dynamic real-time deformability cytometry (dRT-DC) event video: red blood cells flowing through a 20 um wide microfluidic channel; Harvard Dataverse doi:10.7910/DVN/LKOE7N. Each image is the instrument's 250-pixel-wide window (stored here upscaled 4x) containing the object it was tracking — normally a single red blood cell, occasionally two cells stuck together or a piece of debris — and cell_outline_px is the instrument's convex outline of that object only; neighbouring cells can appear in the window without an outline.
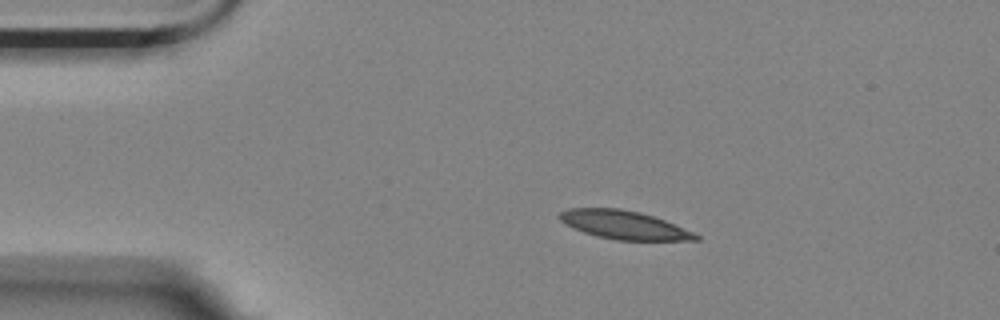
{"species": "Egyptian fruit bat (a non-hibernating species)", "species_latin": "Rousettus aegyptiacus", "temperature_condition": "room temperature", "stored_images_in_passage": 2, "camera_frame_rate_fps": 3000, "um_per_image_px": 0.085, "animal": {"sex": "female"}, "frame": {"image": 1, "passage_image": 1, "time_ms": 0.0, "image_size_px": [1000, 320], "cell_outline_px": [[700, 240], [616, 240], [596, 236], [572, 228], [564, 224], [556, 216], [560, 212], [568, 208], [620, 208], [640, 212], [664, 220], [692, 232], [700, 236]], "centroid_in_image_um": [52.97, 19.11], "position_along_channel_um": 32.0, "area_um2": 22.54}}